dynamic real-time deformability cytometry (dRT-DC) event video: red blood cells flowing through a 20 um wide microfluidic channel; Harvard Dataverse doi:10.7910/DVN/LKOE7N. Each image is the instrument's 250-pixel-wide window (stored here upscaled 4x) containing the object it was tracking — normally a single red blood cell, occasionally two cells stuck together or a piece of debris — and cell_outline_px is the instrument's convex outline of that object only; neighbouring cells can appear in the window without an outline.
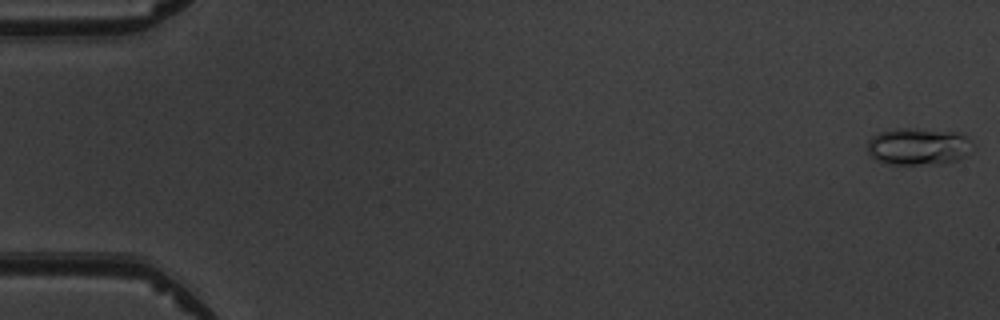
{"species": "common noctule bat (a hibernating species)", "species_latin": "Nyctalus noctula", "temperature_condition": "warm", "stored_images_in_passage": 4, "camera_frame_rate_fps": 3000, "um_per_image_px": 0.085, "animal": {"sex": "male", "body_mass_g": 19.5, "forearm_length_mm": 54.6}, "frame": {"image": 1, "passage_image": 1, "time_ms": 0.0, "image_size_px": [1000, 320], "cell_outline_px": [[976, 148], [964, 156], [956, 160], [944, 164], [888, 164], [876, 160], [868, 152], [868, 140], [872, 136], [880, 132], [904, 128], [908, 128], [956, 132], [968, 136], [976, 144]], "centroid_in_image_um": [78.13, 12.46], "position_along_channel_um": 6.9, "area_um2": 23.0}}